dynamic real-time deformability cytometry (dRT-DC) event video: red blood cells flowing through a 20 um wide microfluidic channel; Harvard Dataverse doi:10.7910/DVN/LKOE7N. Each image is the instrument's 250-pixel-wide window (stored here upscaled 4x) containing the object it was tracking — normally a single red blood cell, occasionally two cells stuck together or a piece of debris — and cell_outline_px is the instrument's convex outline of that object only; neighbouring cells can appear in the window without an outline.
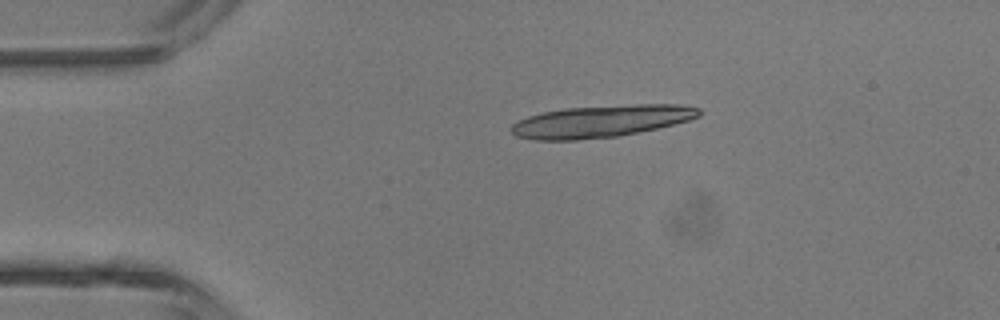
{"species": "common noctule bat (a hibernating species)", "species_latin": "Nyctalus noctula", "temperature_condition": "room temperature", "stored_images_in_passage": 5, "segment_of_instrument_passage": [1, 2], "camera_frame_rate_fps": 3000, "um_per_image_px": 0.085, "animal": {"sex": "male", "body_mass_g": 13.3}, "frame": {"image": 1, "passage_image": 3, "time_ms": 2.667, "image_size_px": [1000, 320], "cell_outline_px": [[704, 112], [700, 116], [688, 120], [656, 128], [620, 136], [576, 140], [536, 140], [516, 136], [508, 128], [512, 124], [528, 116], [544, 112], [564, 108], [636, 104], [680, 104], [700, 108]], "centroid_in_image_um": [51.1, 10.3], "position_along_channel_um": 33.9, "area_um2": 35.14}}